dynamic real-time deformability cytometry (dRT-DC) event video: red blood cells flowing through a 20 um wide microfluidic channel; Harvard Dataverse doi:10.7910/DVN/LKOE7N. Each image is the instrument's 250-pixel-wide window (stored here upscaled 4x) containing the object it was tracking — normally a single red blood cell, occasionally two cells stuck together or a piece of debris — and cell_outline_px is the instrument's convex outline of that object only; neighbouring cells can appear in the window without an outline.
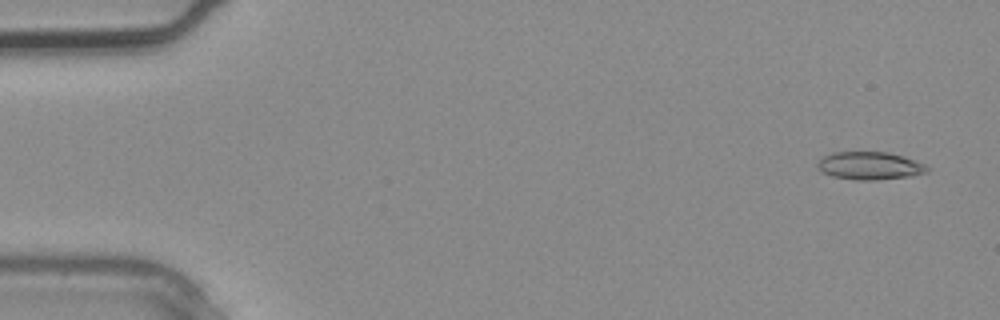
{"species": "common noctule bat (a hibernating species)", "species_latin": "Nyctalus noctula", "temperature_condition": "warm", "stored_images_in_passage": 2, "camera_frame_rate_fps": 3000, "um_per_image_px": 0.085, "animal": {"sex": "male", "body_mass_g": 20.4}, "frame": {"image": 1, "passage_image": 1, "time_ms": 0.0, "image_size_px": [1000, 320], "cell_outline_px": [[928, 172], [912, 176], [876, 180], [852, 180], [832, 176], [820, 172], [816, 164], [824, 156], [832, 152], [888, 152], [924, 164], [928, 168]], "centroid_in_image_um": [73.88, 14.1], "position_along_channel_um": 11.1, "area_um2": 17.74}}